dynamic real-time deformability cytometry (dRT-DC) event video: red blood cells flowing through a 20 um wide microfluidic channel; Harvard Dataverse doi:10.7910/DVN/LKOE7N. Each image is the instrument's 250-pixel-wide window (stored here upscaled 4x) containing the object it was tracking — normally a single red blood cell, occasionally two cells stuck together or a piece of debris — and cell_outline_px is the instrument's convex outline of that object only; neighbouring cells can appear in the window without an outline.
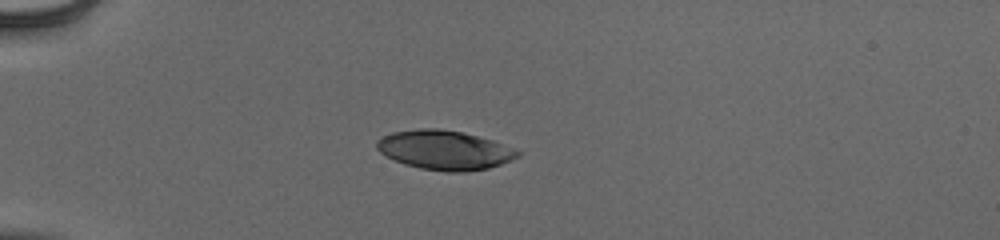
{"species": "human", "species_latin": "Homo sapiens", "temperature_condition": "cold", "stored_images_in_passage": 39, "camera_frame_rate_fps": 3000, "um_per_image_px": 0.085, "donor": {"sex": "male"}, "frame": {"image": 1, "passage_image": 1, "time_ms": 0.0, "image_size_px": [1000, 240], "cell_outline_px": [[520, 156], [500, 164], [488, 168], [464, 172], [448, 172], [420, 168], [404, 164], [380, 152], [376, 148], [376, 140], [392, 132], [420, 128], [440, 128], [460, 132], [492, 140], [520, 152]], "centroid_in_image_um": [37.75, 12.75], "position_along_channel_um": 47.2, "area_um2": 31.91}}
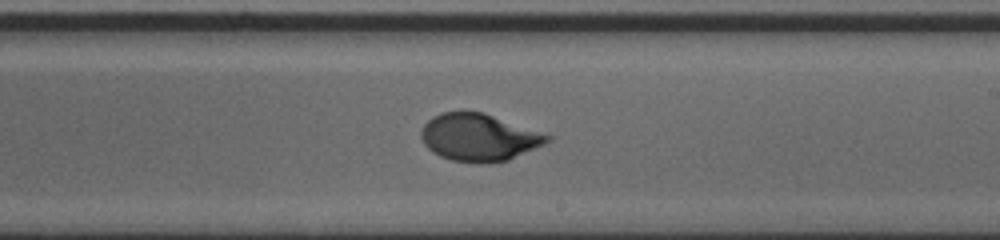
{"frame": {"image": 2, "passage_image": 19, "time_ms": 6.0, "image_size_px": [1000, 240], "cell_outline_px": [[552, 140], [544, 144], [508, 160], [488, 164], [480, 164], [452, 160], [440, 156], [432, 152], [424, 144], [420, 136], [420, 132], [424, 124], [432, 116], [440, 112], [460, 108], [464, 108], [484, 112], [552, 136]], "centroid_in_image_um": [40.66, 11.64], "position_along_channel_um": 248.3, "area_um2": 35.55}}
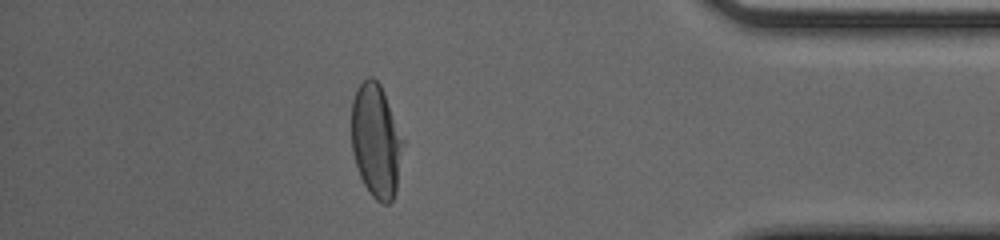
{"frame": {"image": 3, "passage_image": 33, "time_ms": 10.667, "image_size_px": [1000, 240], "cell_outline_px": [[404, 144], [396, 192], [392, 200], [388, 204], [384, 204], [376, 200], [372, 196], [364, 184], [360, 176], [352, 152], [352, 100], [360, 84], [368, 76], [372, 76], [380, 84], [384, 92], [404, 140]], "centroid_in_image_um": [31.98, 11.98], "position_along_channel_um": 403.2, "area_um2": 34.1}, "authors_computed_cell_mechanics": {"area_um2": 34.3332, "velocity_mm_per_s": 3.9355, "shape_relaxation_time_tau1_ms": 3.0763, "shape_relaxation_time_tau2_ms": null, "deformation_change_tau1": 0.1773, "deformation_change_tau2": null}}